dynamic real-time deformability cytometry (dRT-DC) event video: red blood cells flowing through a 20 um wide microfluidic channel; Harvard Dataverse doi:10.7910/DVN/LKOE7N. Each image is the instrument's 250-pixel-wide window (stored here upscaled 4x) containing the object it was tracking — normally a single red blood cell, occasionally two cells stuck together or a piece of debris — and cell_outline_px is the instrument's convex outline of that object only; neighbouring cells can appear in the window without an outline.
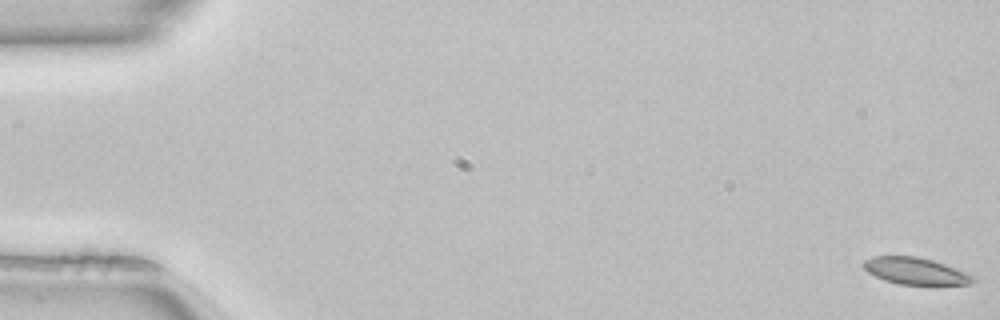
{"species": "common noctule bat (a hibernating species)", "species_latin": "Nyctalus noctula", "temperature_condition": "room temperature", "stored_images_in_passage": 52, "camera_frame_rate_fps": 3000, "um_per_image_px": 0.085, "animal": {"sex": "female", "body_mass_g": 22.7, "forearm_length_mm": 54.2}, "frame": {"image": 1, "passage_image": 1, "time_ms": 0.0, "image_size_px": [1000, 320], "cell_outline_px": [[976, 280], [968, 284], [900, 284], [884, 280], [868, 272], [864, 268], [864, 260], [872, 256], [916, 256], [932, 260], [944, 264], [976, 276]], "centroid_in_image_um": [77.81, 23.03], "position_along_channel_um": 7.2, "area_um2": 16.88}}
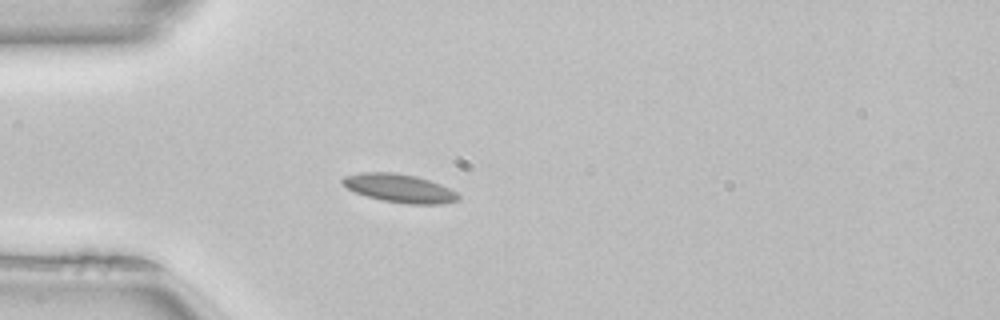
{"frame": {"image": 2, "passage_image": 15, "time_ms": 4.667, "image_size_px": [1000, 320], "cell_outline_px": [[460, 200], [440, 204], [408, 204], [380, 200], [356, 192], [348, 188], [340, 180], [344, 176], [360, 172], [392, 172], [416, 176], [440, 184], [456, 192], [460, 196]], "centroid_in_image_um": [33.96, 16.0], "position_along_channel_um": 51.0, "area_um2": 19.07}, "authors_computed_cell_mechanics": {"area_um2": 18.0336, "velocity_mm_per_s": 4.0244, "shape_relaxation_time_tau1_ms": null, "shape_relaxation_time_tau2_ms": 4.9918, "deformation_change_tau1": null, "deformation_change_tau2": 0.1078}}